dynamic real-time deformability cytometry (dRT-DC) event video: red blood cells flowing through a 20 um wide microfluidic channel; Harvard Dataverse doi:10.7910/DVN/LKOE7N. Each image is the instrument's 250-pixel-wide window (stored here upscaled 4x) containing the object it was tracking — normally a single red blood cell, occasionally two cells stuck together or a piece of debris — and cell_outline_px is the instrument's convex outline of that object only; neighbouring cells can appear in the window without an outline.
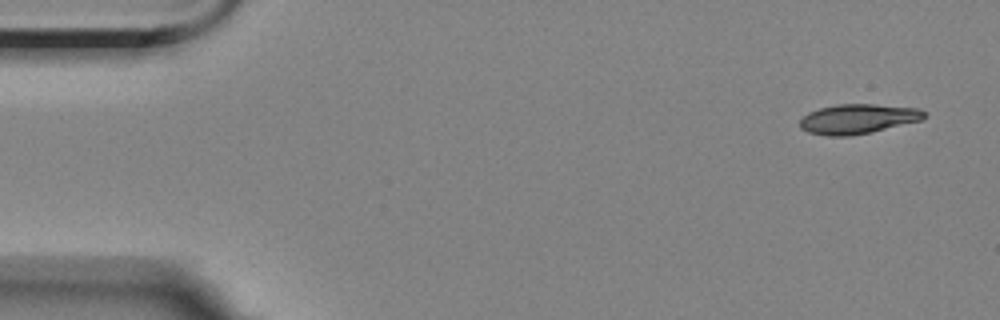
{"species": "Egyptian fruit bat (a non-hibernating species)", "species_latin": "Rousettus aegyptiacus", "temperature_condition": "room temperature", "stored_images_in_passage": 6, "camera_frame_rate_fps": 3000, "um_per_image_px": 0.085, "animal": {"sex": "female"}, "frame": {"image": 1, "passage_image": 1, "time_ms": 0.0, "image_size_px": [1000, 320], "cell_outline_px": [[928, 116], [924, 120], [872, 132], [852, 136], [828, 136], [808, 132], [800, 128], [800, 120], [808, 112], [820, 108], [836, 104], [876, 104], [916, 108], [924, 112]], "centroid_in_image_um": [72.94, 10.11], "position_along_channel_um": 12.1, "area_um2": 21.73}}
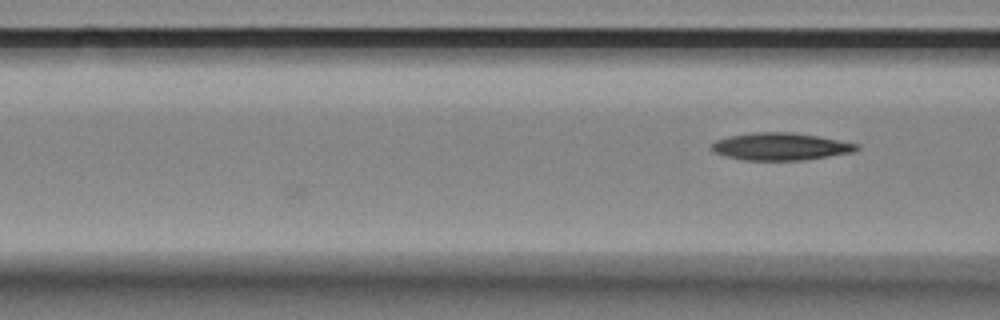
{"frame": {"image": 2, "passage_image": 6, "time_ms": 5.667, "image_size_px": [1000, 320], "cell_outline_px": [[860, 148], [852, 152], [828, 156], [800, 160], [744, 160], [724, 156], [712, 152], [712, 144], [716, 140], [728, 136], [752, 132], [792, 132], [816, 136], [860, 144]], "centroid_in_image_um": [66.3, 12.45], "position_along_channel_um": 100.3, "area_um2": 23.06}}